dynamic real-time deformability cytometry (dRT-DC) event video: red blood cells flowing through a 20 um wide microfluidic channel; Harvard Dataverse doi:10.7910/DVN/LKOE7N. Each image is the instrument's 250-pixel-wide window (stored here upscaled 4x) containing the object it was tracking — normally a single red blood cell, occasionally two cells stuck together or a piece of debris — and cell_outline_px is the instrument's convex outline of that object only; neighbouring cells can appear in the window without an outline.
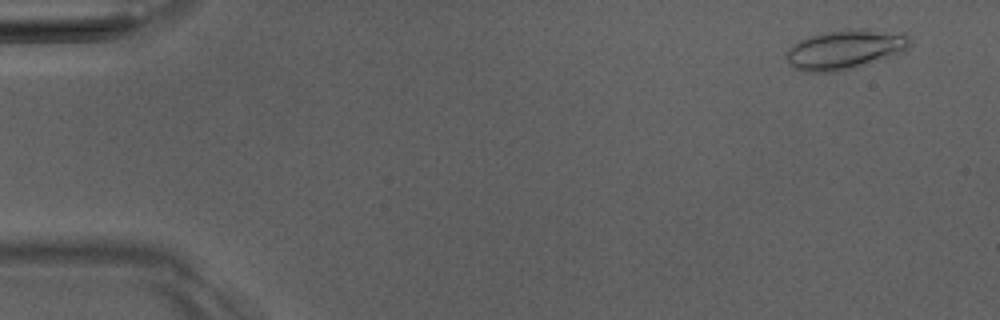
{"species": "Egyptian fruit bat (a non-hibernating species)", "species_latin": "Rousettus aegyptiacus", "temperature_condition": "room temperature", "stored_images_in_passage": 6, "camera_frame_rate_fps": 3000, "um_per_image_px": 0.085, "animal": {"sex": "male"}, "frame": {"image": 1, "passage_image": 1, "time_ms": 0.0, "image_size_px": [1000, 320], "cell_outline_px": [[912, 40], [908, 48], [904, 52], [856, 68], [832, 72], [800, 72], [792, 68], [788, 64], [788, 48], [792, 44], [808, 36], [820, 32], [860, 28], [868, 28], [904, 32]], "centroid_in_image_um": [71.87, 4.19], "position_along_channel_um": 13.1, "area_um2": 29.19}}